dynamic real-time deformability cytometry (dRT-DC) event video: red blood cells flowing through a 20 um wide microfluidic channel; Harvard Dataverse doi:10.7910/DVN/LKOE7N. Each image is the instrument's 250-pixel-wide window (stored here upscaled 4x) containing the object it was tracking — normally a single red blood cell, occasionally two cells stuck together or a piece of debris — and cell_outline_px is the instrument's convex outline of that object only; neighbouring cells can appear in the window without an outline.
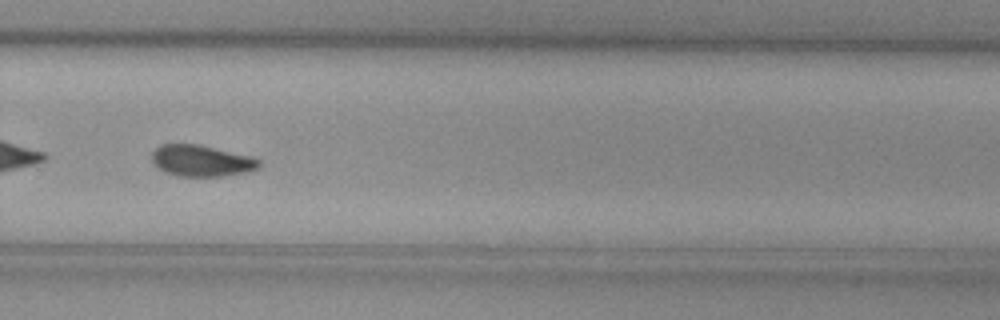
{"species": "common noctule bat (a hibernating species)", "species_latin": "Nyctalus noctula", "temperature_condition": "cold", "stored_images_in_passage": 42, "camera_frame_rate_fps": 3000, "um_per_image_px": 0.085, "animal": {"sex": "female", "body_mass_g": 29.2, "forearm_length_mm": 56.3}, "frame": {"image": 1, "passage_image": 24, "time_ms": 7.667, "image_size_px": [1000, 320], "cell_outline_px": [[260, 168], [248, 172], [220, 176], [176, 176], [164, 172], [152, 160], [152, 152], [160, 144], [196, 144], [252, 156], [260, 160]], "centroid_in_image_um": [17.14, 13.67], "position_along_channel_um": 312.7, "area_um2": 19.54}}
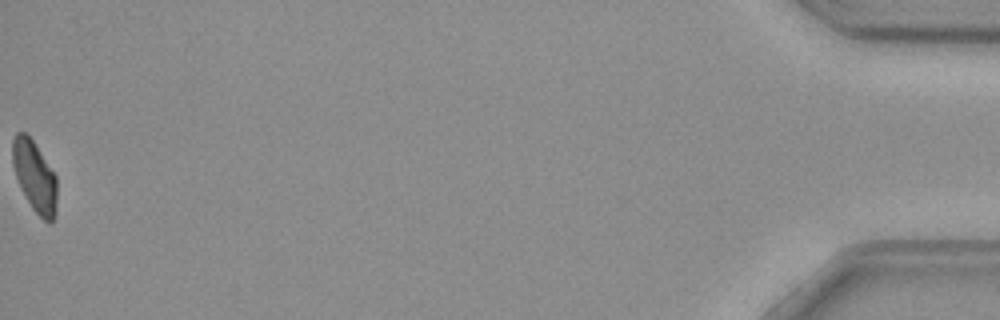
{"frame": {"image": 2, "passage_image": 42, "time_ms": 13.667, "image_size_px": [1000, 320], "cell_outline_px": [[56, 212], [52, 224], [48, 224], [32, 208], [20, 188], [12, 164], [12, 140], [16, 132], [24, 132], [32, 140], [56, 176]], "centroid_in_image_um": [2.94, 15.02], "position_along_channel_um": 432.3, "area_um2": 18.26}}